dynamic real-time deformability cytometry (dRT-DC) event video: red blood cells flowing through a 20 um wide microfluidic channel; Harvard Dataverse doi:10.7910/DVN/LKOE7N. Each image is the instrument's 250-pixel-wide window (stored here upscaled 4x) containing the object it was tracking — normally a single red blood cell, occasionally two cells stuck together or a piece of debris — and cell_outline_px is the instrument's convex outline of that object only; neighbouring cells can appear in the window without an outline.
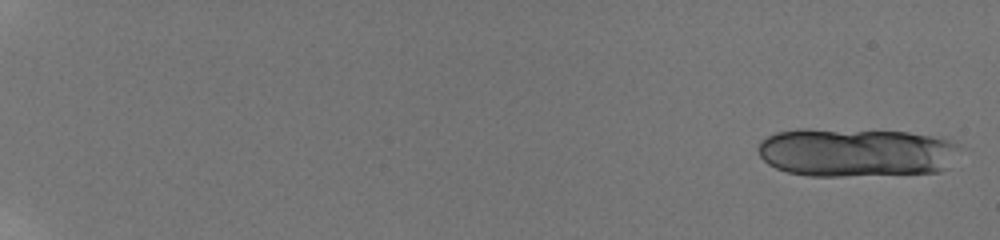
{"species": "human", "species_latin": "Homo sapiens", "temperature_condition": "room temperature", "stored_images_in_passage": 13, "camera_frame_rate_fps": 3000, "um_per_image_px": 0.085, "donor": {"sex": "male"}, "frame": {"image": 1, "passage_image": 1, "time_ms": 0.0, "image_size_px": [1000, 240], "cell_outline_px": [[960, 144], [948, 168], [940, 172], [844, 176], [808, 176], [788, 172], [776, 168], [768, 164], [760, 156], [756, 148], [760, 140], [776, 132], [796, 128], [808, 128], [908, 132], [932, 136], [948, 140]], "centroid_in_image_um": [72.7, 12.94], "position_along_channel_um": 12.3, "area_um2": 57.74}}